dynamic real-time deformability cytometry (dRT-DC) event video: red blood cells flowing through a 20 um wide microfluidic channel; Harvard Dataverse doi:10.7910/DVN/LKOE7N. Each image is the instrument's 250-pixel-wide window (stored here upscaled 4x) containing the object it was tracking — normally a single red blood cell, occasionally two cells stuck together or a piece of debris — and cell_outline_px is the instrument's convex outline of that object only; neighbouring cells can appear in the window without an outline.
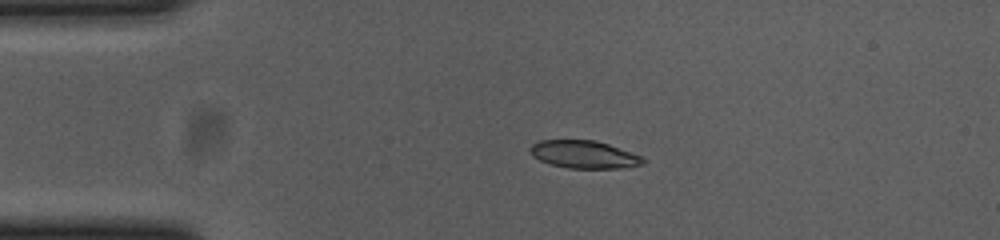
{"species": "common noctule bat (a hibernating species)", "species_latin": "Nyctalus noctula", "temperature_condition": "cold", "stored_images_in_passage": 43, "camera_frame_rate_fps": 3000, "um_per_image_px": 0.085, "animal": {"sex": "female", "body_mass_g": 23.0, "forearm_length_mm": 53.4}, "frame": {"image": 1, "passage_image": 6, "time_ms": 1.667, "image_size_px": [1000, 240], "cell_outline_px": [[644, 164], [620, 168], [568, 168], [552, 164], [540, 160], [532, 156], [528, 148], [532, 144], [540, 140], [596, 140], [608, 144], [640, 156], [644, 160]], "centroid_in_image_um": [49.59, 13.12], "position_along_channel_um": 35.4, "area_um2": 18.03}}
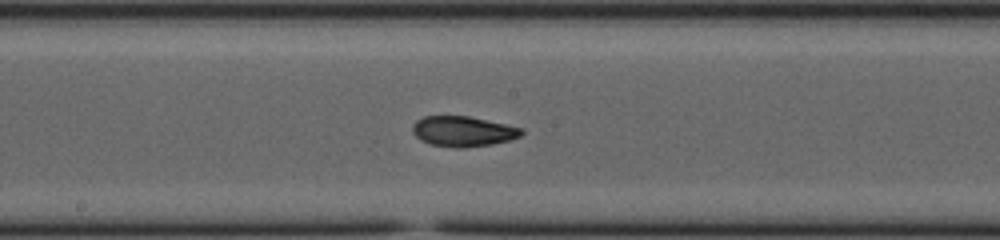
{"frame": {"image": 2, "passage_image": 23, "time_ms": 7.333, "image_size_px": [1000, 240], "cell_outline_px": [[524, 132], [520, 136], [508, 140], [492, 144], [464, 148], [456, 148], [432, 144], [420, 140], [412, 132], [412, 124], [416, 120], [424, 116], [468, 116], [524, 128]], "centroid_in_image_um": [39.35, 11.16], "position_along_channel_um": 208.9, "area_um2": 19.25}}
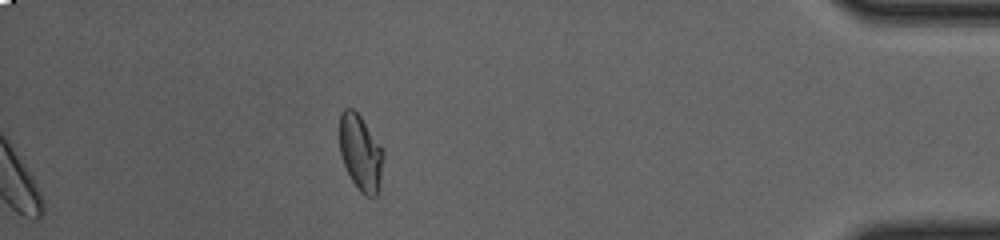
{"frame": {"image": 3, "passage_image": 43, "time_ms": 14.0, "image_size_px": [1000, 240], "cell_outline_px": [[384, 156], [380, 180], [376, 196], [364, 196], [356, 188], [344, 164], [340, 152], [340, 112], [344, 108], [352, 108], [360, 116], [380, 144], [384, 152]], "centroid_in_image_um": [30.65, 12.98], "position_along_channel_um": 404.6, "area_um2": 19.25}, "authors_computed_cell_mechanics": {"area_um2": 19.1896, "velocity_mm_per_s": 3.6966, "shape_relaxation_time_tau1_ms": null, "shape_relaxation_time_tau2_ms": 1.7729, "deformation_change_tau1": null, "deformation_change_tau2": 0.0559}}